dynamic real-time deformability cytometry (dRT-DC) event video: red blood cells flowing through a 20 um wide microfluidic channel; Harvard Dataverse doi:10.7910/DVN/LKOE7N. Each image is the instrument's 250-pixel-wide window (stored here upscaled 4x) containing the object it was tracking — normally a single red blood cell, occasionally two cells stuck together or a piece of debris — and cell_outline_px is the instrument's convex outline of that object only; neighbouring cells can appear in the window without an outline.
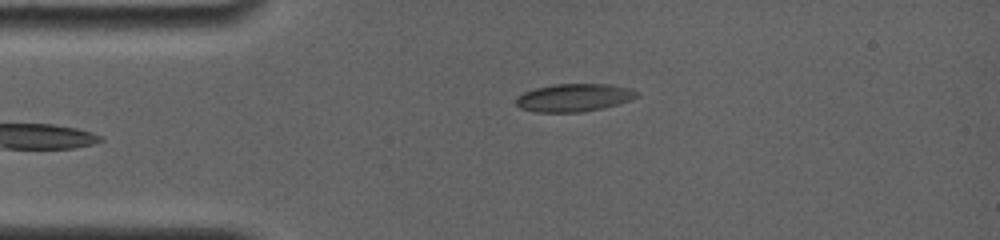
{"species": "common noctule bat (a hibernating species)", "species_latin": "Nyctalus noctula", "temperature_condition": "room temperature", "stored_images_in_passage": 49, "camera_frame_rate_fps": 4000, "um_per_image_px": 0.085, "animal": {"sex": "female", "body_mass_g": 19.0, "forearm_length_mm": 56.7}, "frame": {"image": 1, "passage_image": 3, "time_ms": 0.75, "image_size_px": [1000, 240], "cell_outline_px": [[640, 96], [632, 100], [620, 104], [600, 108], [576, 112], [536, 112], [520, 108], [516, 104], [516, 100], [524, 92], [536, 88], [552, 84], [612, 84], [632, 88], [640, 92]], "centroid_in_image_um": [48.87, 8.28], "position_along_channel_um": 36.1, "area_um2": 19.71}}
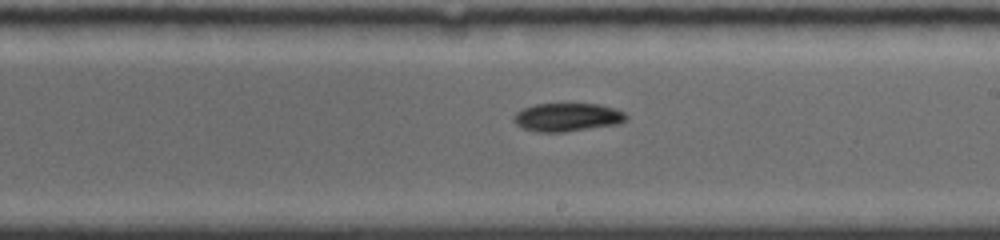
{"frame": {"image": 2, "passage_image": 27, "time_ms": 6.75, "image_size_px": [1000, 240], "cell_outline_px": [[628, 116], [624, 120], [616, 124], [564, 132], [536, 132], [524, 128], [516, 124], [512, 120], [512, 116], [516, 112], [524, 108], [536, 104], [596, 104], [616, 108], [624, 112]], "centroid_in_image_um": [48.18, 9.96], "position_along_channel_um": 240.8, "area_um2": 18.44}}
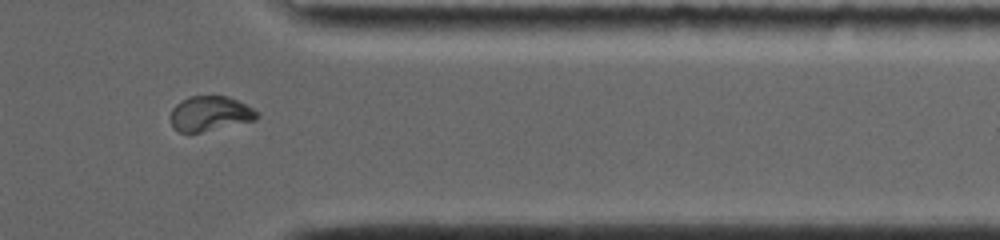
{"frame": {"image": 3, "passage_image": 47, "time_ms": 10.75, "image_size_px": [1000, 240], "cell_outline_px": [[260, 116], [256, 120], [200, 132], [180, 132], [172, 128], [172, 108], [176, 104], [188, 96], [228, 96], [260, 112]], "centroid_in_image_um": [17.87, 9.65], "position_along_channel_um": 393.5, "area_um2": 17.46}, "authors_computed_cell_mechanics": {"area_um2": 18.3226, "velocity_mm_per_s": 3.8403, "shape_relaxation_time_tau1_ms": 3.1772, "shape_relaxation_time_tau2_ms": null, "deformation_change_tau1": 0.0915, "deformation_change_tau2": null}}